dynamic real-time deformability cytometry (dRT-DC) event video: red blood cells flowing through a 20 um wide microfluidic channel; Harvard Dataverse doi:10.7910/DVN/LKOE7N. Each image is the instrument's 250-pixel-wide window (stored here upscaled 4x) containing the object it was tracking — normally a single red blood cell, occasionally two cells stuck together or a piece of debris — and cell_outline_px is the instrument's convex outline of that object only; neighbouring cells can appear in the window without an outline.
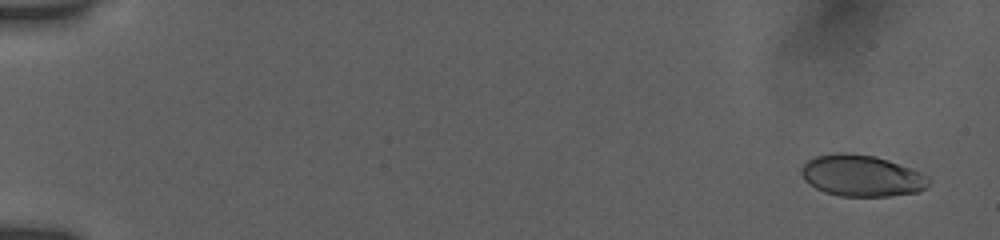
{"species": "human", "species_latin": "Homo sapiens", "temperature_condition": "room temperature", "stored_images_in_passage": 11, "camera_frame_rate_fps": 3000, "um_per_image_px": 0.085, "donor": {"sex": "female"}, "frame": {"image": 1, "passage_image": 1, "time_ms": 0.0, "image_size_px": [1000, 240], "cell_outline_px": [[932, 180], [928, 188], [920, 192], [888, 196], [840, 196], [824, 192], [816, 188], [804, 180], [800, 172], [800, 168], [808, 160], [816, 156], [836, 152], [844, 152], [876, 156], [888, 160], [920, 172], [928, 176]], "centroid_in_image_um": [73.26, 14.94], "position_along_channel_um": 11.7, "area_um2": 31.04}}
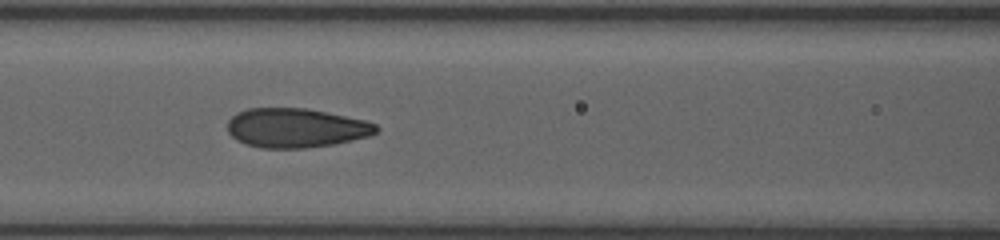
{"frame": {"image": 2, "passage_image": 9, "time_ms": 7.667, "image_size_px": [1000, 240], "cell_outline_px": [[380, 128], [376, 132], [368, 136], [336, 144], [304, 148], [260, 148], [244, 144], [236, 140], [228, 132], [228, 120], [236, 112], [248, 108], [304, 108], [364, 120], [376, 124]], "centroid_in_image_um": [25.11, 10.88], "position_along_channel_um": 141.5, "area_um2": 34.04}}
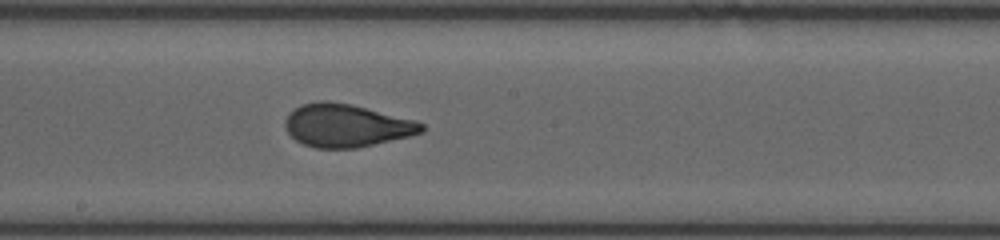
{"frame": {"image": 3, "passage_image": 11, "time_ms": 9.667, "image_size_px": [1000, 240], "cell_outline_px": [[424, 132], [408, 136], [356, 148], [316, 148], [304, 144], [296, 140], [284, 128], [284, 120], [288, 112], [300, 104], [316, 100], [328, 100], [352, 104], [416, 120], [424, 124]], "centroid_in_image_um": [29.4, 10.64], "position_along_channel_um": 218.8, "area_um2": 34.39}}